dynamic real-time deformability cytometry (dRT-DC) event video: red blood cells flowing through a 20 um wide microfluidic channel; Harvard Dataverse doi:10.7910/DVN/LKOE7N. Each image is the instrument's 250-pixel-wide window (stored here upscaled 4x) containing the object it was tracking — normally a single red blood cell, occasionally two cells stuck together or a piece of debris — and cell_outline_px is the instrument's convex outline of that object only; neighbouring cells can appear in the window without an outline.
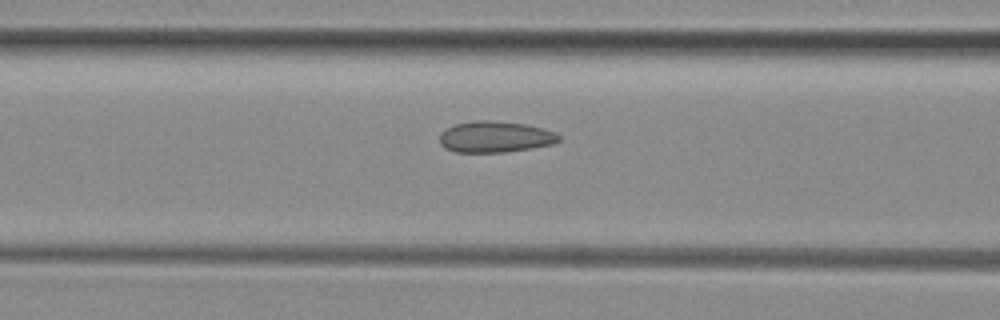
{"species": "common noctule bat (a hibernating species)", "species_latin": "Nyctalus noctula", "temperature_condition": "room temperature", "stored_images_in_passage": 7, "camera_frame_rate_fps": 3000, "um_per_image_px": 0.085, "animal": {"sex": "female", "body_mass_g": 29.2, "forearm_length_mm": 56.3}, "frame": {"image": 1, "passage_image": 7, "time_ms": 2.0, "image_size_px": [1000, 320], "cell_outline_px": [[560, 140], [552, 144], [532, 148], [504, 152], [456, 152], [444, 148], [440, 144], [440, 132], [444, 128], [456, 124], [472, 120], [492, 120], [524, 124], [544, 128], [556, 132], [560, 136]], "centroid_in_image_um": [42.07, 11.62], "position_along_channel_um": 124.5, "area_um2": 21.91}}